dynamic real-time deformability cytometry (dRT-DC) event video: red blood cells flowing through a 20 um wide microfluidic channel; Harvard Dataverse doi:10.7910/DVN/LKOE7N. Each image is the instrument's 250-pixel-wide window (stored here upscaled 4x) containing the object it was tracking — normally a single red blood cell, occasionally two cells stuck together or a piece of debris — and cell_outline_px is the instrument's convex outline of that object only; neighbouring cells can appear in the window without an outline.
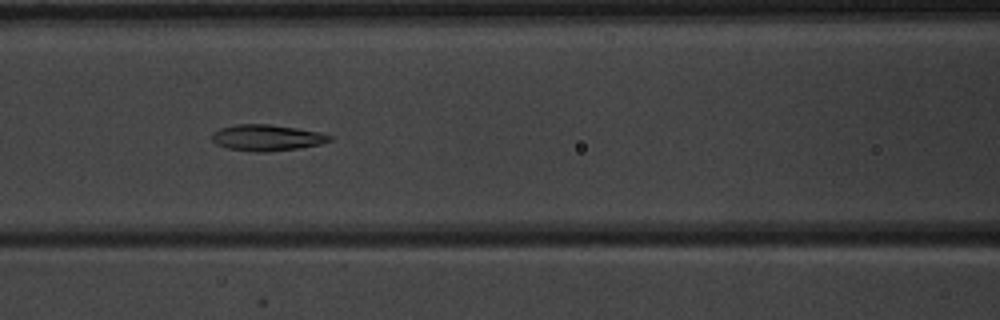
{"species": "common noctule bat (a hibernating species)", "species_latin": "Nyctalus noctula", "temperature_condition": "warm", "stored_images_in_passage": 8, "segment_of_instrument_passage": [1, 2], "camera_frame_rate_fps": 3000, "um_per_image_px": 0.085, "animal": {"sex": "male", "body_mass_g": 20.1, "forearm_length_mm": 53.5}, "frame": {"image": 1, "passage_image": 5, "time_ms": 4.333, "image_size_px": [1000, 320], "cell_outline_px": [[332, 140], [320, 144], [300, 148], [264, 152], [252, 152], [228, 148], [216, 144], [212, 140], [212, 132], [220, 128], [236, 124], [268, 124], [296, 128], [320, 132], [332, 136]], "centroid_in_image_um": [22.67, 11.7], "position_along_channel_um": 143.9, "area_um2": 17.98}}
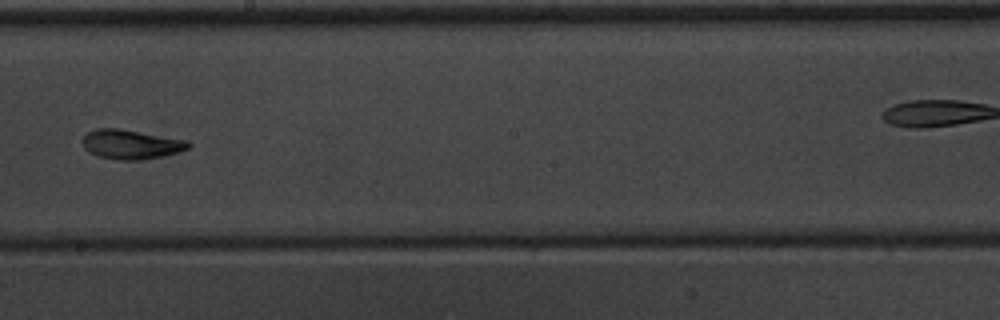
{"frame": {"image": 2, "passage_image": 7, "time_ms": 6.667, "image_size_px": [1000, 320], "cell_outline_px": [[192, 144], [188, 148], [180, 152], [140, 160], [116, 160], [100, 156], [88, 152], [84, 148], [84, 136], [88, 132], [96, 128], [120, 128], [188, 140]], "centroid_in_image_um": [11.16, 12.26], "position_along_channel_um": 237.0, "area_um2": 18.15}}